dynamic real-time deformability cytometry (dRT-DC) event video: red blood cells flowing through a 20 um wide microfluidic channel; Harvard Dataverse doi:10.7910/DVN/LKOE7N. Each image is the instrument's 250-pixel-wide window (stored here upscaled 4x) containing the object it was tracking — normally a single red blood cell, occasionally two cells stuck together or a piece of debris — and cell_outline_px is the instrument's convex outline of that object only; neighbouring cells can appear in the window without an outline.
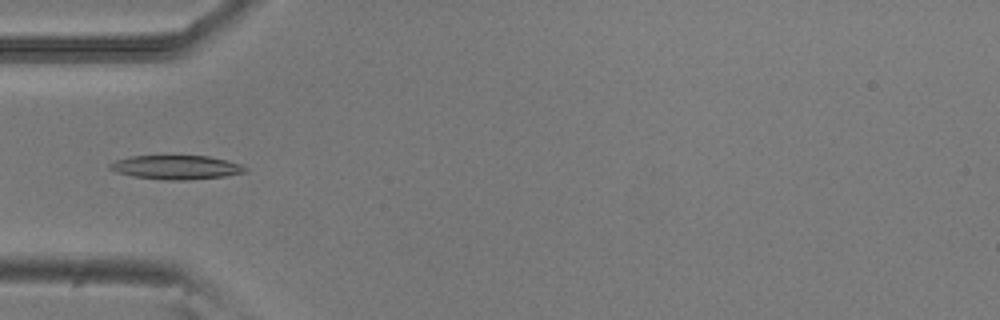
{"species": "common noctule bat (a hibernating species)", "species_latin": "Nyctalus noctula", "temperature_condition": "room temperature", "stored_images_in_passage": 6, "camera_frame_rate_fps": 3000, "um_per_image_px": 0.085, "animal": {"sex": "male", "body_mass_g": 20.5, "forearm_length_mm": 52.5}, "frame": {"image": 1, "passage_image": 5, "time_ms": 1.333, "image_size_px": [1000, 320], "cell_outline_px": [[248, 172], [224, 176], [184, 180], [164, 180], [132, 176], [116, 172], [108, 168], [108, 164], [116, 160], [132, 156], [208, 156], [228, 160], [240, 164], [248, 168]], "centroid_in_image_um": [14.99, 14.22], "position_along_channel_um": 70.0, "area_um2": 18.96}}
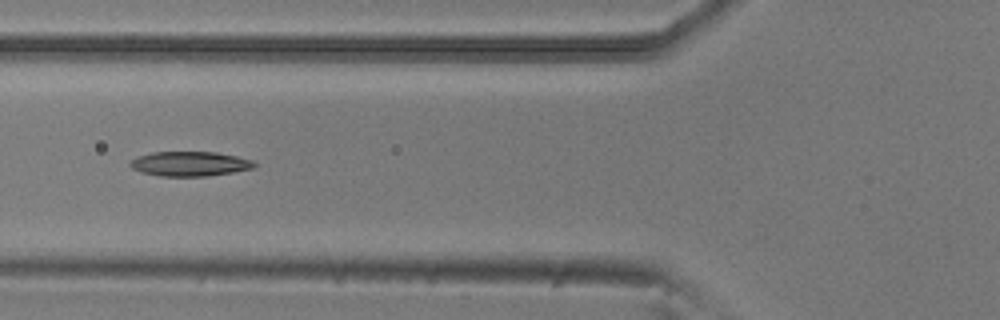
{"frame": {"image": 2, "passage_image": 6, "time_ms": 1.667, "image_size_px": [1000, 320], "cell_outline_px": [[256, 164], [252, 168], [232, 172], [208, 176], [160, 176], [140, 172], [132, 168], [128, 164], [132, 160], [140, 156], [152, 152], [216, 152], [236, 156], [252, 160]], "centroid_in_image_um": [16.12, 13.92], "position_along_channel_um": 109.7, "area_um2": 17.69}}